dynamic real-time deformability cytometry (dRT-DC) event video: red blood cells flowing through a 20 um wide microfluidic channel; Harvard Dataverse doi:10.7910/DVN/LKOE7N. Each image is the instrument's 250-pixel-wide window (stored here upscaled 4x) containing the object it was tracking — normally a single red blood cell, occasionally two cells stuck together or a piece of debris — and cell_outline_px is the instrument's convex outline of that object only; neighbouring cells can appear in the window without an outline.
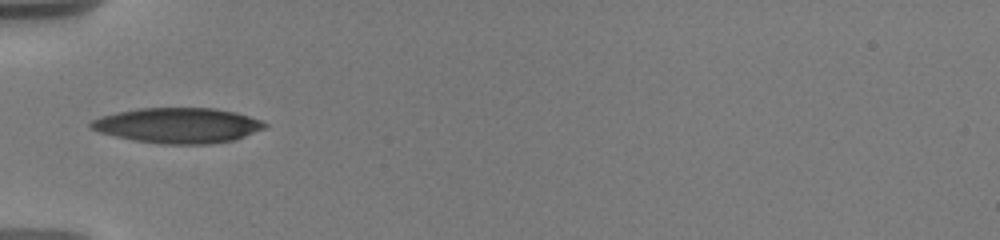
{"species": "human", "species_latin": "Homo sapiens", "temperature_condition": "warm", "stored_images_in_passage": 57, "camera_frame_rate_fps": 3000, "um_per_image_px": 0.085, "donor": {"sex": "male"}, "frame": {"image": 1, "passage_image": 1, "time_ms": 0.0, "image_size_px": [1000, 240], "cell_outline_px": [[268, 124], [264, 128], [244, 136], [232, 140], [208, 144], [164, 144], [136, 140], [116, 136], [100, 132], [88, 128], [88, 124], [92, 120], [116, 112], [136, 108], [216, 108], [236, 112], [260, 120]], "centroid_in_image_um": [15.1, 10.65], "position_along_channel_um": 69.9, "area_um2": 35.49}}
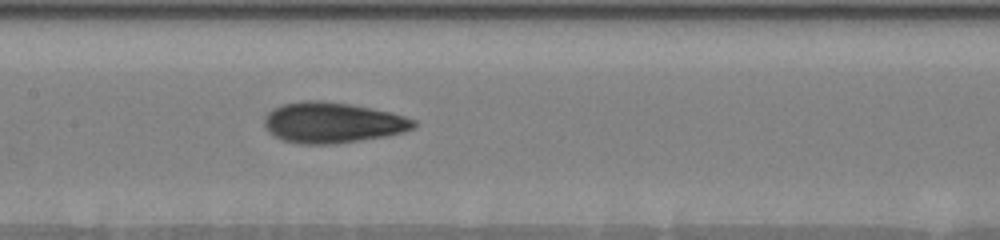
{"frame": {"image": 2, "passage_image": 17, "time_ms": 3.0, "image_size_px": [1000, 240], "cell_outline_px": [[416, 124], [412, 128], [400, 132], [384, 136], [336, 144], [300, 144], [284, 140], [268, 132], [264, 124], [264, 116], [272, 108], [284, 104], [304, 100], [324, 100], [352, 104], [392, 112], [416, 120]], "centroid_in_image_um": [28.23, 10.41], "position_along_channel_um": 179.2, "area_um2": 35.43}}
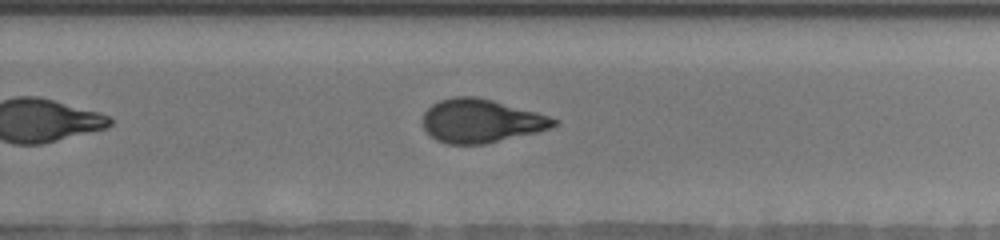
{"frame": {"image": 3, "passage_image": 30, "time_ms": 6.0, "image_size_px": [1000, 240], "cell_outline_px": [[560, 120], [556, 124], [548, 128], [536, 132], [480, 144], [448, 144], [436, 140], [424, 128], [424, 112], [432, 104], [440, 100], [456, 96], [476, 96], [492, 100], [536, 112]], "centroid_in_image_um": [40.86, 10.26], "position_along_channel_um": 288.9, "area_um2": 32.66}, "authors_computed_cell_mechanics": {"area_um2": 33.235, "velocity_mm_per_s": 3.6756, "shape_relaxation_time_tau1_ms": 5.6996, "shape_relaxation_time_tau2_ms": 1.8012, "deformation_change_tau1": 0.212, "deformation_change_tau2": 0.0835}}